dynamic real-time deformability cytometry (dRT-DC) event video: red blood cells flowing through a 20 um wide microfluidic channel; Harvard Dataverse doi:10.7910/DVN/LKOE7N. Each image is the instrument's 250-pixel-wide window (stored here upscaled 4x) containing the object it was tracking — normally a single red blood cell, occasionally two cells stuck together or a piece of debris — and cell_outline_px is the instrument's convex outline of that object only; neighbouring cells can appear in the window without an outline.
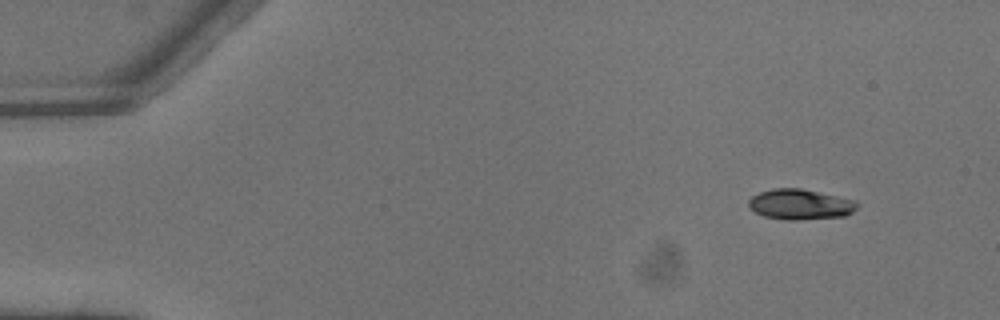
{"species": "common noctule bat (a hibernating species)", "species_latin": "Nyctalus noctula", "temperature_condition": "warm", "stored_images_in_passage": 3, "camera_frame_rate_fps": 3000, "um_per_image_px": 0.085, "animal": {"sex": "male", "body_mass_g": 13.3}, "frame": {"image": 1, "passage_image": 1, "time_ms": 0.0, "image_size_px": [1000, 320], "cell_outline_px": [[860, 204], [852, 212], [844, 216], [800, 220], [784, 220], [764, 216], [756, 212], [748, 204], [748, 200], [752, 196], [760, 192], [772, 188], [800, 188], [856, 200]], "centroid_in_image_um": [68.03, 17.37], "position_along_channel_um": 17.0, "area_um2": 19.25}}
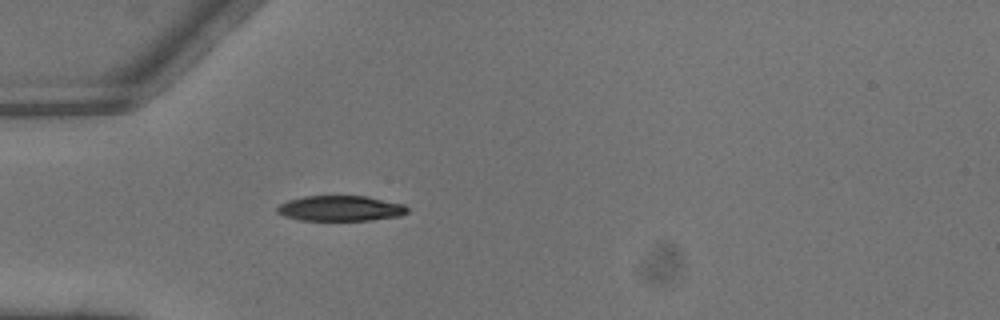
{"frame": {"image": 2, "passage_image": 3, "time_ms": 0.667, "image_size_px": [1000, 320], "cell_outline_px": [[408, 212], [400, 216], [372, 220], [300, 220], [284, 216], [276, 212], [276, 208], [280, 204], [288, 200], [304, 196], [368, 196], [404, 204], [408, 208]], "centroid_in_image_um": [28.95, 17.71], "position_along_channel_um": 56.1, "area_um2": 19.36}}